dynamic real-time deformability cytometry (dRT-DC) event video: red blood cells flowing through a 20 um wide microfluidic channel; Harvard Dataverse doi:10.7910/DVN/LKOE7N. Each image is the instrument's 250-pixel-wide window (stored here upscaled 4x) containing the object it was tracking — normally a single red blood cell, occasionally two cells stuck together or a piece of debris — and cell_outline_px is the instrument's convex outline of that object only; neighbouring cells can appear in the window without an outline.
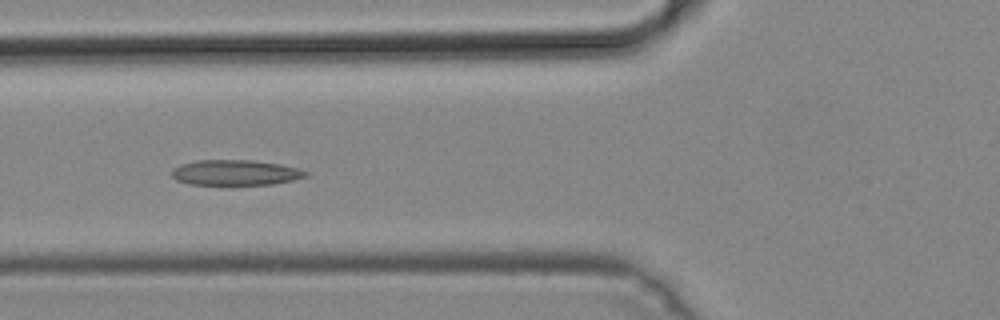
{"species": "common noctule bat (a hibernating species)", "species_latin": "Nyctalus noctula", "temperature_condition": "cold", "stored_images_in_passage": 37, "camera_frame_rate_fps": 3000, "um_per_image_px": 0.085, "animal": {"sex": "male", "body_mass_g": 19.2, "forearm_length_mm": 51.8}, "frame": {"image": 1, "passage_image": 6, "time_ms": 1.667, "image_size_px": [1000, 320], "cell_outline_px": [[308, 176], [292, 180], [272, 184], [188, 184], [176, 180], [172, 176], [172, 168], [180, 164], [196, 160], [252, 160], [280, 164], [300, 168], [308, 172]], "centroid_in_image_um": [20.0, 14.66], "position_along_channel_um": 105.8, "area_um2": 19.83}}
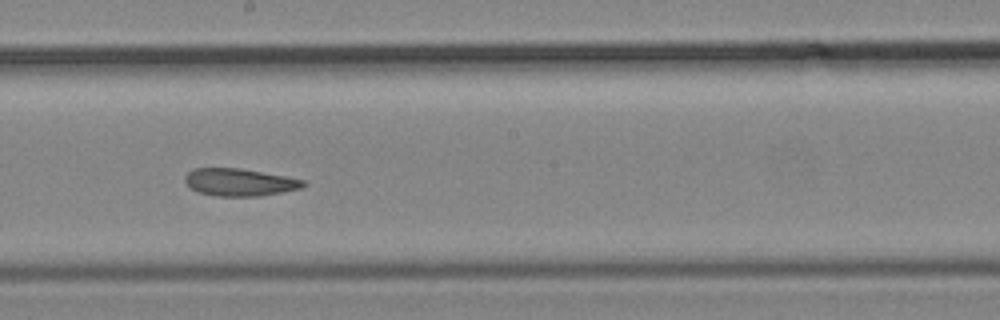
{"frame": {"image": 2, "passage_image": 15, "time_ms": 4.667, "image_size_px": [1000, 320], "cell_outline_px": [[308, 184], [300, 188], [260, 196], [216, 196], [200, 192], [192, 188], [184, 180], [184, 176], [192, 168], [240, 168], [284, 176], [304, 180]], "centroid_in_image_um": [20.35, 15.48], "position_along_channel_um": 227.9, "area_um2": 18.73}}
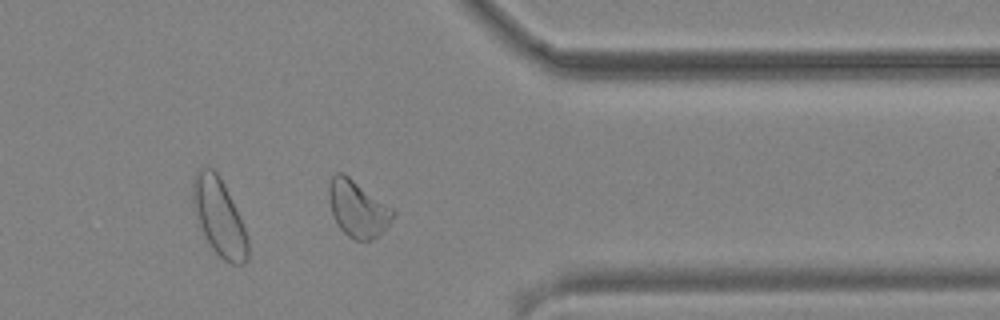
{"frame": {"image": 3, "passage_image": 27, "time_ms": 8.667, "image_size_px": [1000, 320], "cell_outline_px": [[396, 212], [388, 224], [376, 236], [368, 240], [356, 240], [348, 236], [336, 224], [332, 212], [328, 196], [328, 184], [332, 176], [336, 172], [344, 172], [392, 208]], "centroid_in_image_um": [30.36, 17.7], "position_along_channel_um": 381.0, "area_um2": 20.87}}